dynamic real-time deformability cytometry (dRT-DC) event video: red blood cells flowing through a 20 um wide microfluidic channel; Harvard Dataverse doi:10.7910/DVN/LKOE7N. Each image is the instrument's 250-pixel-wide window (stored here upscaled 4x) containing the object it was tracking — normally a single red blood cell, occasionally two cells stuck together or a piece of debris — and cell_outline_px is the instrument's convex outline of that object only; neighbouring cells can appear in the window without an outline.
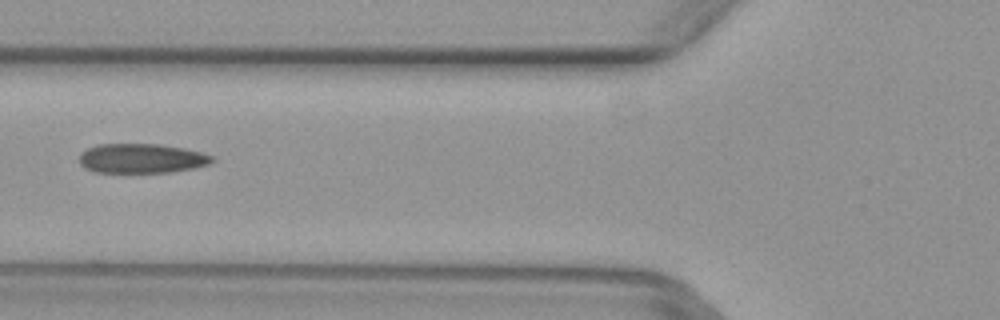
{"species": "common noctule bat (a hibernating species)", "species_latin": "Nyctalus noctula", "temperature_condition": "warm", "stored_images_in_passage": 3, "camera_frame_rate_fps": 3000, "um_per_image_px": 0.085, "animal": {"sex": "female", "body_mass_g": 29.2, "forearm_length_mm": 56.3}, "frame": {"image": 1, "passage_image": 2, "time_ms": 0.333, "image_size_px": [1000, 320], "cell_outline_px": [[216, 160], [208, 164], [196, 168], [172, 172], [92, 172], [84, 168], [80, 164], [80, 152], [96, 144], [160, 144], [184, 148], [200, 152], [212, 156]], "centroid_in_image_um": [12.03, 13.46], "position_along_channel_um": 113.8, "area_um2": 23.0}}